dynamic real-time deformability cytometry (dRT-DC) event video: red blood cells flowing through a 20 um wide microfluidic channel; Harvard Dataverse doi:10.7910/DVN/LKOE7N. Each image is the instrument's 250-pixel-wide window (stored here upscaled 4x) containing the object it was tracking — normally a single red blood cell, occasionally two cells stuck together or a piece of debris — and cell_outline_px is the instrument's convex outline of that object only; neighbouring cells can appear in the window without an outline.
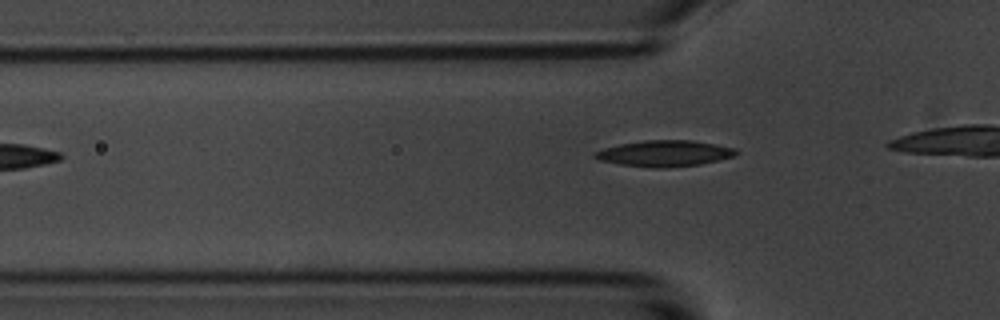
{"species": "common noctule bat (a hibernating species)", "species_latin": "Nyctalus noctula", "temperature_condition": "room temperature", "stored_images_in_passage": 2, "camera_frame_rate_fps": 3000, "um_per_image_px": 0.085, "animal": {"sex": "male", "body_mass_g": 20.1, "forearm_length_mm": 53.5}, "frame": {"image": 1, "passage_image": 2, "time_ms": 1.333, "image_size_px": [1000, 320], "cell_outline_px": [[740, 152], [736, 156], [720, 160], [700, 164], [664, 168], [652, 168], [620, 164], [600, 160], [592, 156], [592, 152], [604, 148], [620, 144], [644, 140], [692, 140], [716, 144], [736, 148]], "centroid_in_image_um": [56.52, 13.04], "position_along_channel_um": 69.3, "area_um2": 21.68}}